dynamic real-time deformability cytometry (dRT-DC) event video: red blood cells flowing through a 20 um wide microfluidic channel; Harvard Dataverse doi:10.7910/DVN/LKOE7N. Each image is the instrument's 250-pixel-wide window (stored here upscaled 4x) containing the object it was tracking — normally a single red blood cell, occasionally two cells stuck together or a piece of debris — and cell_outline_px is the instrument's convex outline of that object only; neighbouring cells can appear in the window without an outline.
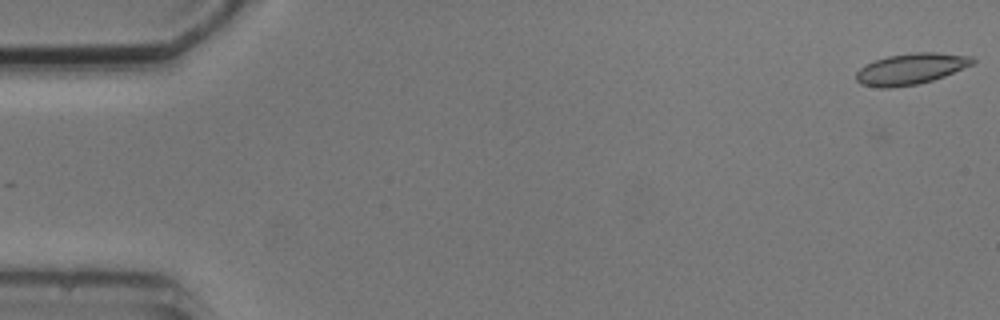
{"species": "common noctule bat (a hibernating species)", "species_latin": "Nyctalus noctula", "temperature_condition": "cold", "stored_images_in_passage": 6, "camera_frame_rate_fps": 3000, "um_per_image_px": 0.085, "animal": {"sex": "male", "body_mass_g": 20.5, "forearm_length_mm": 52.5}, "frame": {"image": 1, "passage_image": 1, "time_ms": 0.0, "image_size_px": [1000, 320], "cell_outline_px": [[976, 60], [972, 64], [944, 76], [932, 80], [916, 84], [892, 88], [880, 88], [860, 84], [856, 80], [856, 72], [864, 64], [888, 56], [912, 52], [936, 52], [972, 56]], "centroid_in_image_um": [77.39, 5.85], "position_along_channel_um": 7.6, "area_um2": 21.1}}
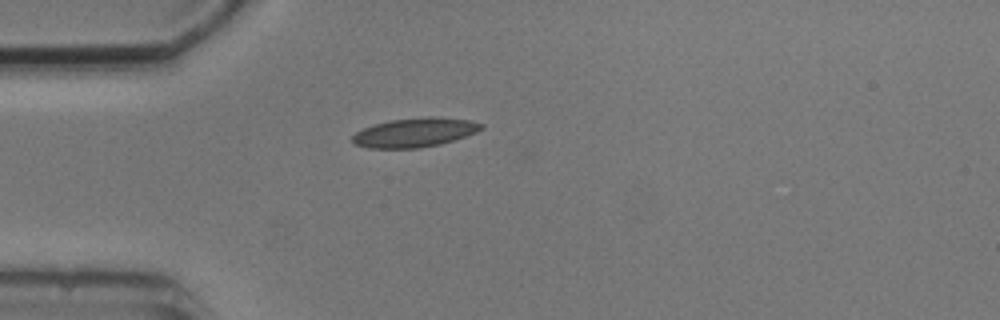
{"frame": {"image": 2, "passage_image": 5, "time_ms": 4.667, "image_size_px": [1000, 320], "cell_outline_px": [[484, 128], [476, 132], [440, 144], [416, 148], [368, 148], [356, 144], [352, 140], [352, 136], [356, 132], [364, 128], [388, 120], [428, 116], [436, 116], [468, 120], [484, 124]], "centroid_in_image_um": [35.26, 11.25], "position_along_channel_um": 49.7, "area_um2": 21.73}}